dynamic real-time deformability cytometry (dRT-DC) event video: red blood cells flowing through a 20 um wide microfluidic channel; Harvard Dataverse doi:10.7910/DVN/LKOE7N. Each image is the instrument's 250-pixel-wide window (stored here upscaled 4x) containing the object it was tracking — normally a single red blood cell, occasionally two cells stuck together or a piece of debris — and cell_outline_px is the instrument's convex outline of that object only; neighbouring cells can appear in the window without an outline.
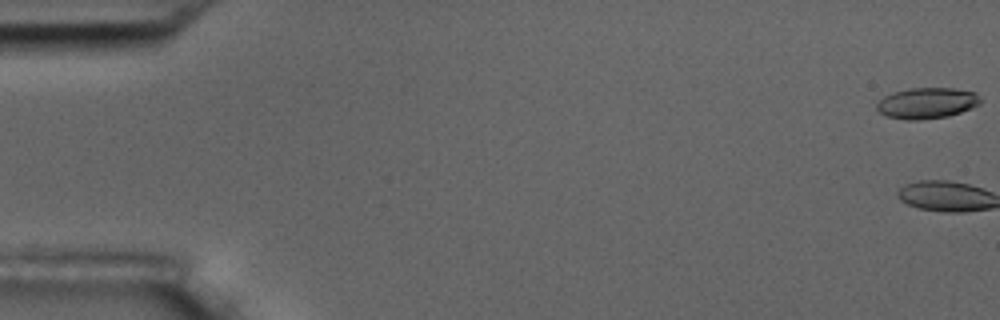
{"species": "common noctule bat (a hibernating species)", "species_latin": "Nyctalus noctula", "temperature_condition": "room temperature", "stored_images_in_passage": 5, "camera_frame_rate_fps": 3000, "um_per_image_px": 0.085, "animal": {"sex": "male", "body_mass_g": 17.5, "forearm_length_mm": 52.3}, "frame": {"image": 1, "passage_image": 1, "time_ms": 0.0, "image_size_px": [1000, 320], "cell_outline_px": [[980, 104], [972, 108], [948, 116], [920, 120], [904, 120], [888, 116], [880, 112], [876, 108], [876, 104], [884, 96], [892, 92], [912, 88], [952, 88], [976, 92], [980, 100]], "centroid_in_image_um": [78.78, 8.76], "position_along_channel_um": 6.2, "area_um2": 18.67}}